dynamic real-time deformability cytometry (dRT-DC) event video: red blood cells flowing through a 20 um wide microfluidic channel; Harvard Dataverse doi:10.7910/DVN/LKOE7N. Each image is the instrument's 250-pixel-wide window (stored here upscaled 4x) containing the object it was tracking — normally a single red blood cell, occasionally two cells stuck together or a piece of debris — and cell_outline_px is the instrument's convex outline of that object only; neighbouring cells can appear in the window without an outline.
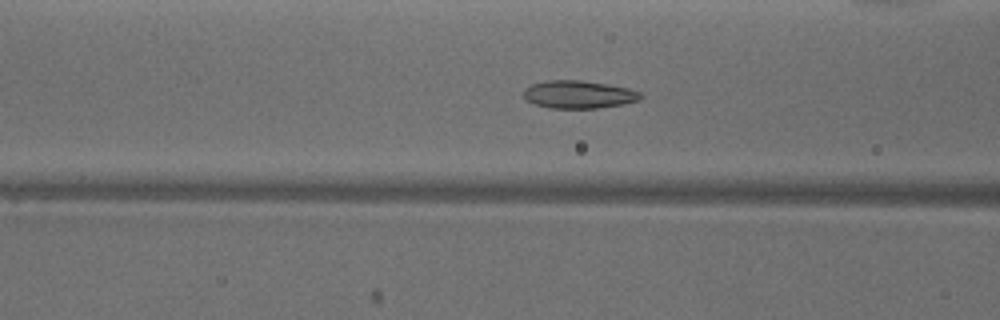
{"species": "common noctule bat (a hibernating species)", "species_latin": "Nyctalus noctula", "temperature_condition": "warm", "stored_images_in_passage": 50, "camera_frame_rate_fps": 3000, "um_per_image_px": 0.085, "animal": {"sex": "male", "body_mass_g": 18.8}, "frame": {"image": 1, "passage_image": 18, "time_ms": 5.667, "image_size_px": [1000, 320], "cell_outline_px": [[644, 96], [640, 100], [624, 104], [600, 108], [548, 108], [524, 100], [524, 88], [532, 84], [548, 80], [580, 80], [628, 88], [640, 92]], "centroid_in_image_um": [49.19, 8.04], "position_along_channel_um": 117.4, "area_um2": 19.02}}
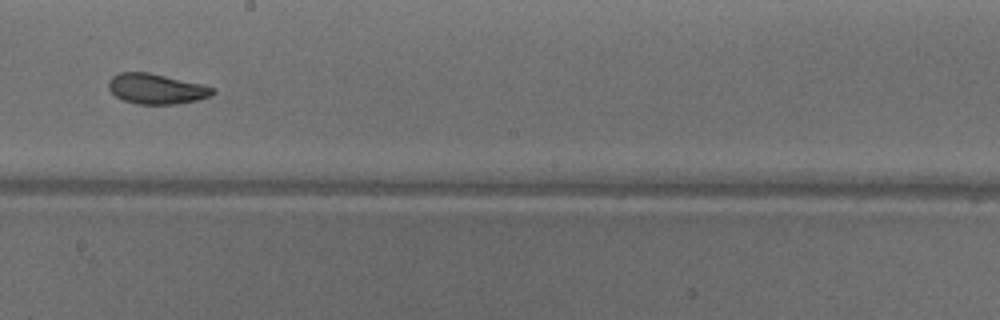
{"frame": {"image": 2, "passage_image": 27, "time_ms": 8.667, "image_size_px": [1000, 320], "cell_outline_px": [[216, 92], [212, 96], [196, 100], [176, 104], [136, 104], [124, 100], [116, 96], [108, 88], [108, 80], [112, 76], [120, 72], [148, 72], [204, 84], [216, 88]], "centroid_in_image_um": [13.32, 7.54], "position_along_channel_um": 234.9, "area_um2": 18.55}}
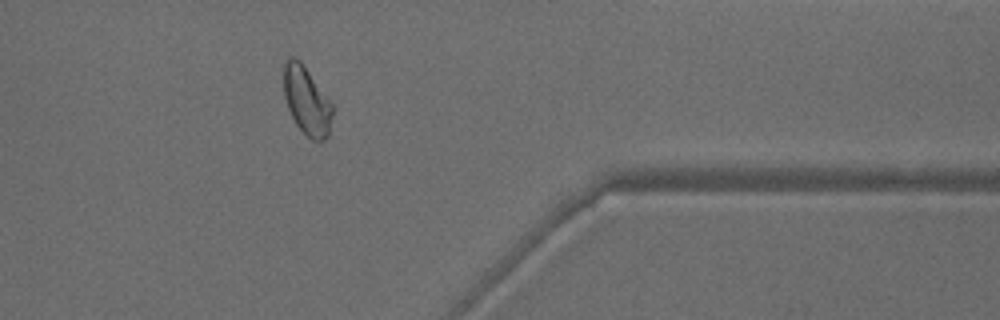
{"frame": {"image": 3, "passage_image": 40, "time_ms": 13.0, "image_size_px": [1000, 320], "cell_outline_px": [[336, 108], [328, 136], [324, 140], [312, 140], [296, 124], [288, 108], [284, 96], [284, 60], [288, 56], [296, 56], [300, 60]], "centroid_in_image_um": [26.1, 8.54], "position_along_channel_um": 385.3, "area_um2": 19.65}, "authors_computed_cell_mechanics": {"area_um2": 19.941, "velocity_mm_per_s": 3.9098, "shape_relaxation_time_tau1_ms": 5.0213, "shape_relaxation_time_tau2_ms": 1.2695, "deformation_change_tau1": 0.1656, "deformation_change_tau2": 0.0703}}